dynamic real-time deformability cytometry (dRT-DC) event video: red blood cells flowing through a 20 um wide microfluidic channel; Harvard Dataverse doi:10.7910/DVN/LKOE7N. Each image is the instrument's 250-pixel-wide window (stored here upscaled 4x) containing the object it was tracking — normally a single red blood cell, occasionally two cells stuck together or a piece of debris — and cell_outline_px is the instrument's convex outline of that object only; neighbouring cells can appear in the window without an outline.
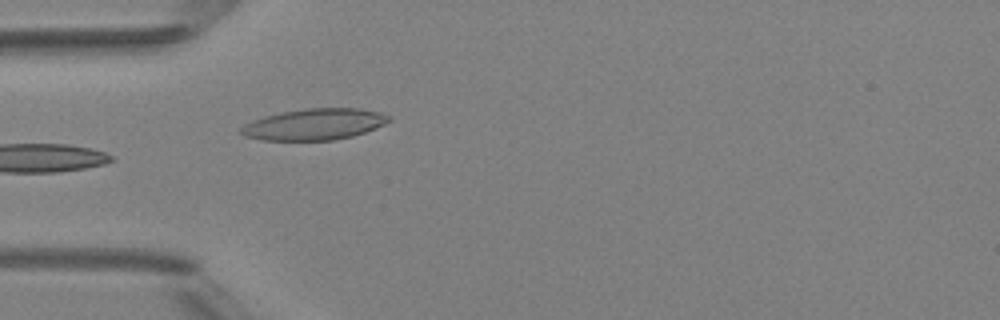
{"species": "Egyptian fruit bat (a non-hibernating species)", "species_latin": "Rousettus aegyptiacus", "temperature_condition": "room temperature", "stored_images_in_passage": 34, "camera_frame_rate_fps": 3000, "um_per_image_px": 0.085, "animal": {"sex": "female"}, "frame": {"image": 1, "passage_image": 1, "time_ms": 0.0, "image_size_px": [1000, 320], "cell_outline_px": [[392, 120], [376, 128], [352, 136], [332, 140], [264, 140], [244, 136], [240, 132], [240, 128], [244, 124], [264, 116], [280, 112], [304, 108], [356, 108], [380, 112], [392, 116]], "centroid_in_image_um": [26.73, 10.56], "position_along_channel_um": 58.3, "area_um2": 26.99}, "authors_computed_cell_mechanics": {"area_um2": 22.2819, "velocity_mm_per_s": 4.1757, "shape_relaxation_time_tau1_ms": null, "shape_relaxation_time_tau2_ms": 3.6397, "deformation_change_tau1": null, "deformation_change_tau2": 0.1084}}